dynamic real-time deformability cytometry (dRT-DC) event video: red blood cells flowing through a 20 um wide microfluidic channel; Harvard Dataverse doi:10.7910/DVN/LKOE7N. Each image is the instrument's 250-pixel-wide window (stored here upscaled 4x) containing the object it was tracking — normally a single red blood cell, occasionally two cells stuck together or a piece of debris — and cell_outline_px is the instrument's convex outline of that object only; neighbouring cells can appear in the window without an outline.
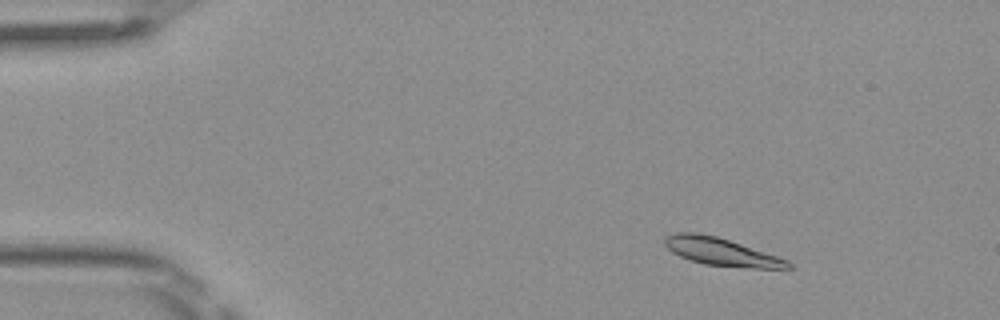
{"species": "Egyptian fruit bat (a non-hibernating species)", "species_latin": "Rousettus aegyptiacus", "temperature_condition": "room temperature", "stored_images_in_passage": 49, "camera_frame_rate_fps": 3000, "um_per_image_px": 0.085, "frame": {"image": 1, "passage_image": 6, "time_ms": 1.667, "image_size_px": [1000, 320], "cell_outline_px": [[796, 268], [752, 268], [704, 264], [688, 260], [672, 252], [664, 244], [664, 236], [676, 232], [700, 232], [716, 236], [788, 260]], "centroid_in_image_um": [61.26, 21.39], "position_along_channel_um": 23.7, "area_um2": 19.83}}
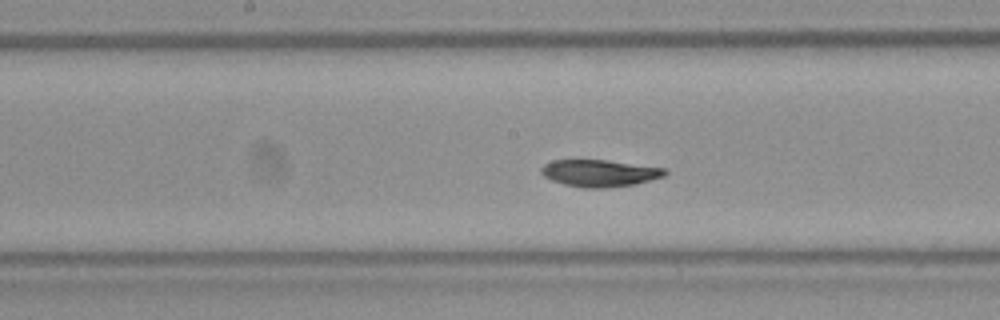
{"frame": {"image": 2, "passage_image": 25, "time_ms": 8.0, "image_size_px": [1000, 320], "cell_outline_px": [[668, 172], [664, 176], [636, 184], [600, 188], [584, 188], [564, 184], [552, 180], [544, 176], [540, 172], [540, 168], [544, 164], [552, 160], [608, 160], [668, 168]], "centroid_in_image_um": [50.99, 14.71], "position_along_channel_um": 197.2, "area_um2": 19.54}}
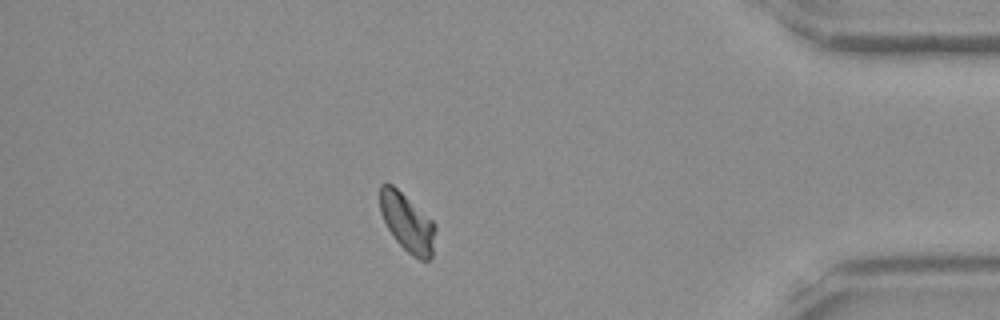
{"frame": {"image": 3, "passage_image": 43, "time_ms": 14.0, "image_size_px": [1000, 320], "cell_outline_px": [[436, 228], [432, 256], [428, 260], [420, 260], [412, 256], [396, 240], [388, 228], [380, 212], [380, 184], [392, 184], [432, 220], [436, 224]], "centroid_in_image_um": [34.63, 18.94], "position_along_channel_um": 400.6, "area_um2": 18.55}, "authors_computed_cell_mechanics": {"area_um2": 19.8254, "velocity_mm_per_s": 4.0242, "shape_relaxation_time_tau1_ms": 3.3329, "shape_relaxation_time_tau2_ms": null, "deformation_change_tau1": 0.1279, "deformation_change_tau2": null}}